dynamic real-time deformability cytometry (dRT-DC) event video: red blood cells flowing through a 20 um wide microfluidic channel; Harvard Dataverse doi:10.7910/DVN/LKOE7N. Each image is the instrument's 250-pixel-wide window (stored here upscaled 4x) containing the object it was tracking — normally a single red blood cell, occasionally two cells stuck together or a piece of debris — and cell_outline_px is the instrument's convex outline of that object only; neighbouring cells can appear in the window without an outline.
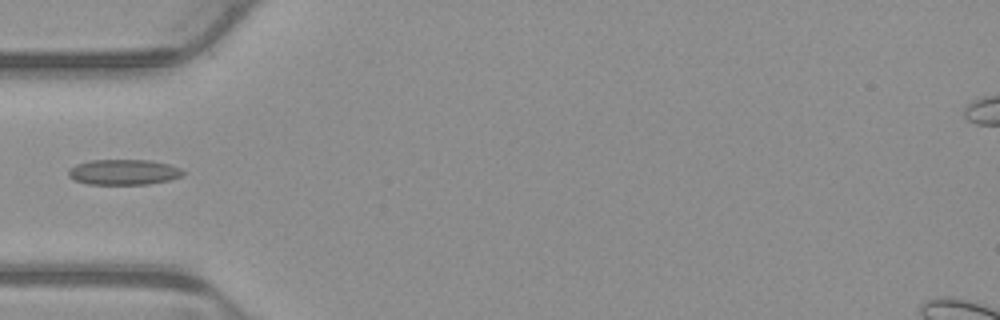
{"species": "common noctule bat (a hibernating species)", "species_latin": "Nyctalus noctula", "temperature_condition": "warm", "stored_images_in_passage": 4, "camera_frame_rate_fps": 3000, "um_per_image_px": 0.085, "animal": {"sex": "male", "body_mass_g": 23.1, "forearm_length_mm": 52.7}, "frame": {"image": 1, "passage_image": 4, "time_ms": 1.0, "image_size_px": [1000, 320], "cell_outline_px": [[184, 176], [168, 180], [148, 184], [88, 184], [76, 180], [68, 176], [68, 168], [76, 164], [92, 160], [148, 160], [168, 164], [180, 168], [184, 172]], "centroid_in_image_um": [10.5, 14.63], "position_along_channel_um": 74.5, "area_um2": 16.94}}